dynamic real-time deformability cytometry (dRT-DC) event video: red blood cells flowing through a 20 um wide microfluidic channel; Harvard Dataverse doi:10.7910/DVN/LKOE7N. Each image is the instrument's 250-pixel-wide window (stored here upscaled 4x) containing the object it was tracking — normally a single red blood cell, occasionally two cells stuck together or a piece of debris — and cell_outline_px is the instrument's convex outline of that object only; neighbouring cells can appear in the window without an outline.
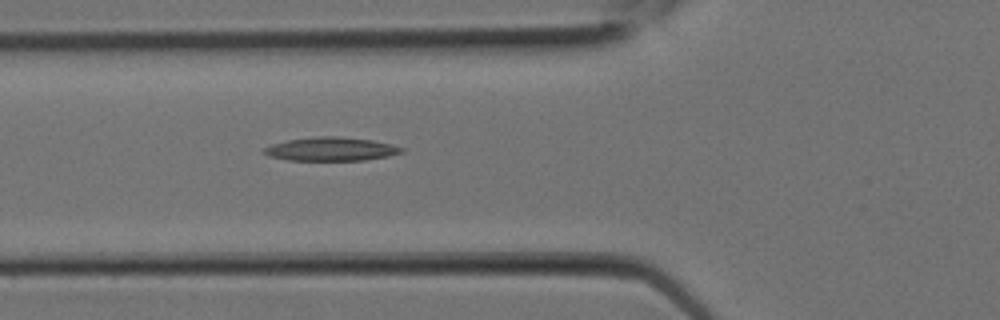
{"species": "Egyptian fruit bat (a non-hibernating species)", "species_latin": "Rousettus aegyptiacus", "temperature_condition": "room temperature", "stored_images_in_passage": 8, "camera_frame_rate_fps": 3000, "um_per_image_px": 0.085, "animal": {"sex": "female"}, "frame": {"image": 1, "passage_image": 8, "time_ms": 2.333, "image_size_px": [1000, 320], "cell_outline_px": [[404, 152], [388, 156], [364, 160], [288, 160], [268, 156], [260, 152], [264, 148], [272, 144], [288, 140], [320, 136], [336, 136], [372, 140], [392, 144], [404, 148]], "centroid_in_image_um": [28.13, 12.67], "position_along_channel_um": 97.7, "area_um2": 18.9}}